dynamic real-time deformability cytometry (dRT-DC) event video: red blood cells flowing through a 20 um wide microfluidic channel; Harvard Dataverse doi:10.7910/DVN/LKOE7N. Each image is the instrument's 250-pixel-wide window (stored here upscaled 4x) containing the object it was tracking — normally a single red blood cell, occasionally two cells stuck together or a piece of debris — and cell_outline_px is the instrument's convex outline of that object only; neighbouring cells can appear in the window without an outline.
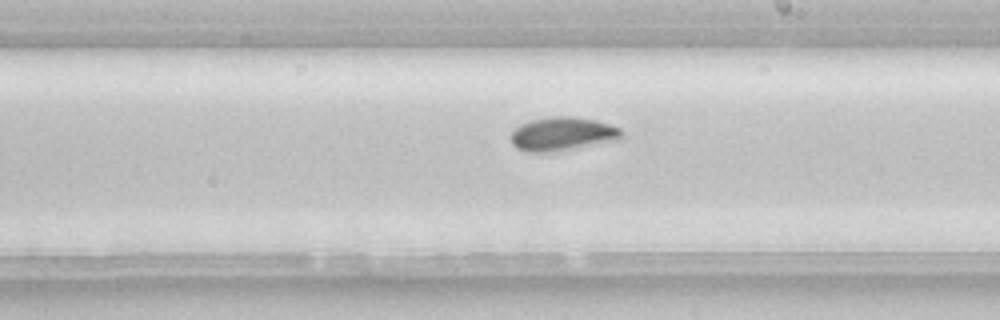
{"species": "common noctule bat (a hibernating species)", "species_latin": "Nyctalus noctula", "temperature_condition": "room temperature", "stored_images_in_passage": 38, "camera_frame_rate_fps": 3000, "um_per_image_px": 0.085, "animal": {"sex": "female", "body_mass_g": 22.7, "forearm_length_mm": 54.2}, "frame": {"image": 1, "passage_image": 17, "time_ms": 5.333, "image_size_px": [1000, 320], "cell_outline_px": [[624, 132], [616, 140], [552, 152], [524, 152], [516, 148], [512, 144], [512, 132], [520, 124], [528, 120], [548, 116], [576, 116], [596, 120], [620, 128]], "centroid_in_image_um": [47.76, 11.37], "position_along_channel_um": 241.2, "area_um2": 21.73}}